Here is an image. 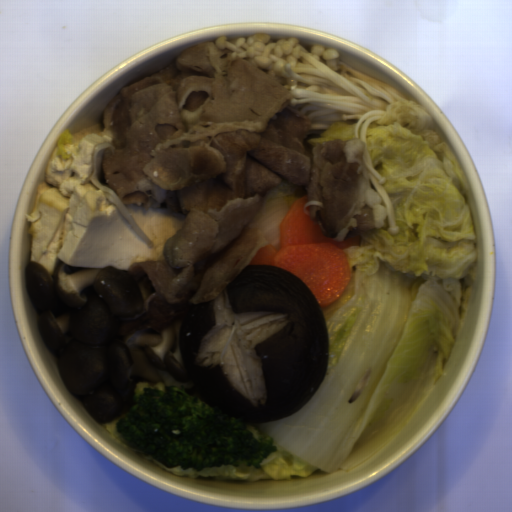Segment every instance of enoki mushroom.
Segmentation results:
<instances>
[{
	"instance_id": "1",
	"label": "enoki mushroom",
	"mask_w": 512,
	"mask_h": 512,
	"mask_svg": "<svg viewBox=\"0 0 512 512\" xmlns=\"http://www.w3.org/2000/svg\"><path fill=\"white\" fill-rule=\"evenodd\" d=\"M213 43L223 52L232 51V59H247L281 85L291 95L290 107L310 119L309 134H321L334 122L356 120L355 137L364 144L363 164L386 210L387 231L398 234L400 227L384 186L386 178L373 163L366 131L383 117L387 105L409 98L381 79L354 69L337 49L324 45L307 48L296 38L274 40L263 33L241 38L224 35Z\"/></svg>"
},
{
	"instance_id": "2",
	"label": "enoki mushroom",
	"mask_w": 512,
	"mask_h": 512,
	"mask_svg": "<svg viewBox=\"0 0 512 512\" xmlns=\"http://www.w3.org/2000/svg\"><path fill=\"white\" fill-rule=\"evenodd\" d=\"M109 148H112V144L101 143V144L95 146L94 154H93V158H92L93 170H92V174H91L89 180H90L91 184L99 187L105 193L108 200H110L111 202H113L115 204L123 221L151 249V248L155 247V243L153 242V240L142 231V229L139 227V225L133 219V217L131 216L125 203L120 200L118 193L116 191H114L111 188V186L104 185L98 177V165H99L100 154L103 150H107Z\"/></svg>"
}]
</instances>
